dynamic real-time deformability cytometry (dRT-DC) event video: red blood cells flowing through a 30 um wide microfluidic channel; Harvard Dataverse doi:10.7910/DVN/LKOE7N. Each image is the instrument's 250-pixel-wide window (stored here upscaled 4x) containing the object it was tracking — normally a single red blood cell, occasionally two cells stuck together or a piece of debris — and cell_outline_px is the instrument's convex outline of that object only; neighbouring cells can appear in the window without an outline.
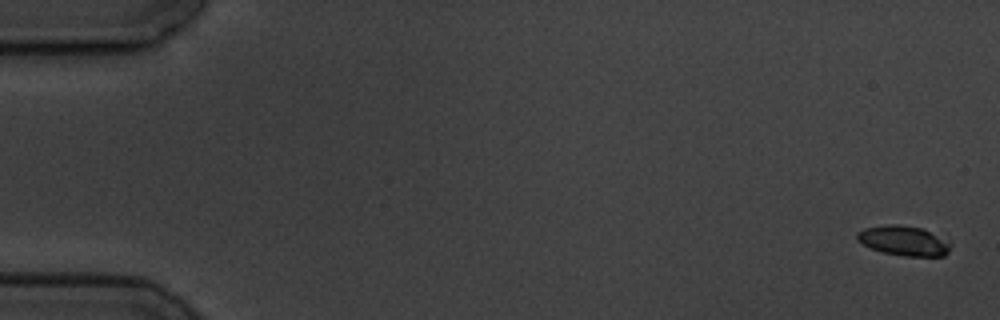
{"species": "common noctule bat (a hibernating species)", "species_latin": "Nyctalus noctula", "temperature_condition": "cold", "stored_images_in_passage": 6, "camera_frame_rate_fps": 3000, "um_per_image_px": 0.085, "animal": {"sex": "male", "body_mass_g": 19.5, "forearm_length_mm": 54.6}, "frame": {"image": 1, "passage_image": 1, "time_ms": 0.0, "image_size_px": [1000, 320], "cell_outline_px": [[952, 244], [948, 252], [944, 256], [904, 256], [884, 252], [872, 248], [856, 240], [856, 232], [864, 228], [884, 224], [896, 224], [924, 228]], "centroid_in_image_um": [76.8, 20.45], "position_along_channel_um": 8.2, "area_um2": 16.24}}